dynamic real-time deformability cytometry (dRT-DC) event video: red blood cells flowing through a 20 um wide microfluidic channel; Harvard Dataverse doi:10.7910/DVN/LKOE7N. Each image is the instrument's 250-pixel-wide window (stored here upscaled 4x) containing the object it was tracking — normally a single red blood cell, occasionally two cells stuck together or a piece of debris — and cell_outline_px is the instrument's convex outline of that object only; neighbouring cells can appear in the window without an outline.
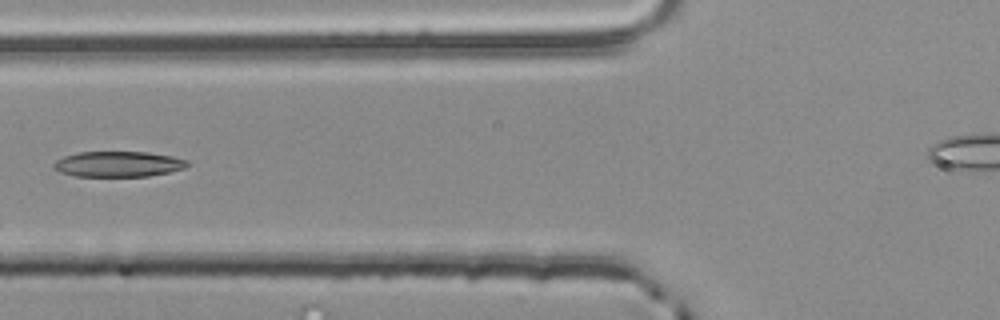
{"species": "common noctule bat (a hibernating species)", "species_latin": "Nyctalus noctula", "temperature_condition": "room temperature", "stored_images_in_passage": 4, "camera_frame_rate_fps": 3000, "um_per_image_px": 0.085, "animal": {"sex": "male", "body_mass_g": 20.4}, "frame": {"image": 1, "passage_image": 4, "time_ms": 1.0, "image_size_px": [1000, 320], "cell_outline_px": [[188, 164], [184, 168], [168, 172], [148, 176], [76, 176], [60, 172], [52, 168], [52, 164], [56, 160], [64, 156], [80, 152], [148, 152], [172, 156], [188, 160]], "centroid_in_image_um": [10.02, 13.94], "position_along_channel_um": 115.8, "area_um2": 19.83}}